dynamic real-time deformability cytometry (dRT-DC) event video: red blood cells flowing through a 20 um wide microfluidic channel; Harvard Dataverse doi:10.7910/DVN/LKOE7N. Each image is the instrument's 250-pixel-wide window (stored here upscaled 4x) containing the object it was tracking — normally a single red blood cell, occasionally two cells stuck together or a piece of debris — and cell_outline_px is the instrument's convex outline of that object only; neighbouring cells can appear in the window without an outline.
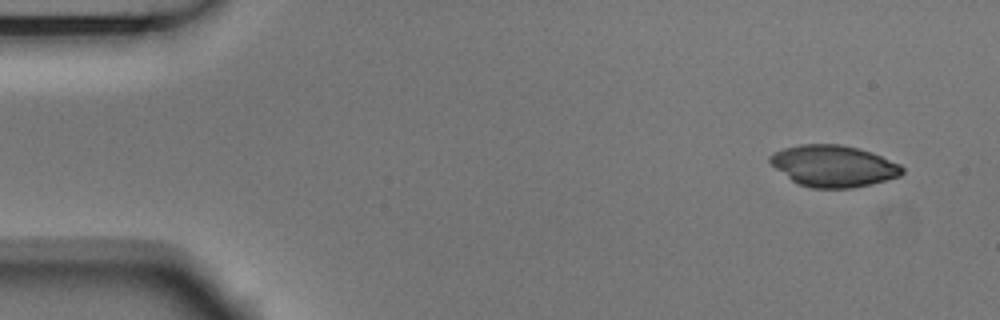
{"species": "Egyptian fruit bat (a non-hibernating species)", "species_latin": "Rousettus aegyptiacus", "temperature_condition": "room temperature", "stored_images_in_passage": 4, "camera_frame_rate_fps": 3000, "um_per_image_px": 0.085, "animal": {"sex": "male"}, "frame": {"image": 1, "passage_image": 1, "time_ms": 0.0, "image_size_px": [1000, 320], "cell_outline_px": [[904, 172], [900, 176], [872, 184], [852, 188], [812, 188], [800, 184], [792, 180], [776, 168], [768, 160], [768, 156], [772, 152], [784, 148], [800, 144], [840, 144], [872, 152], [900, 164], [904, 168]], "centroid_in_image_um": [70.85, 14.1], "position_along_channel_um": 14.1, "area_um2": 31.96}}